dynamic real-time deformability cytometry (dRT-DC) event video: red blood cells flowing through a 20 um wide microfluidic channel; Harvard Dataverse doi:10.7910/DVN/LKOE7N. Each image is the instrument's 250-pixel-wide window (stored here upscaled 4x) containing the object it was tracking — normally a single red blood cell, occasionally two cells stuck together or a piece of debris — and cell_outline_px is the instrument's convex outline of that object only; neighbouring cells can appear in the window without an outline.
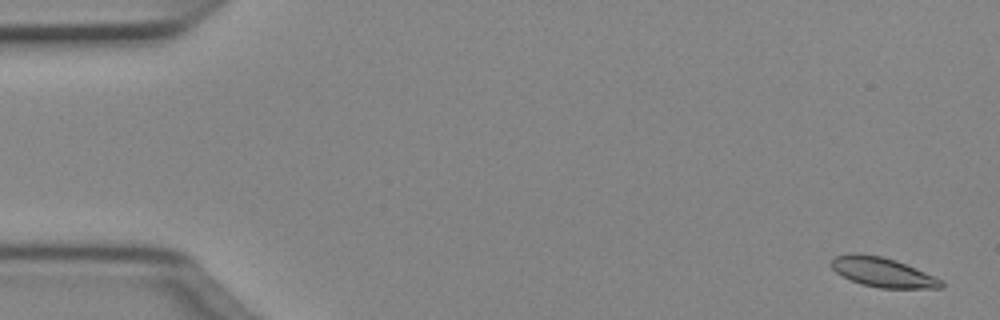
{"species": "Egyptian fruit bat (a non-hibernating species)", "species_latin": "Rousettus aegyptiacus", "temperature_condition": "cold", "stored_images_in_passage": 51, "camera_frame_rate_fps": 3000, "um_per_image_px": 0.085, "animal": {"sex": "female"}, "frame": {"image": 1, "passage_image": 2, "time_ms": 0.333, "image_size_px": [1000, 320], "cell_outline_px": [[944, 288], [880, 288], [860, 284], [836, 272], [832, 268], [832, 260], [836, 256], [848, 252], [856, 252], [880, 256], [896, 260], [944, 280]], "centroid_in_image_um": [75.04, 23.13], "position_along_channel_um": 10.0, "area_um2": 18.96}}
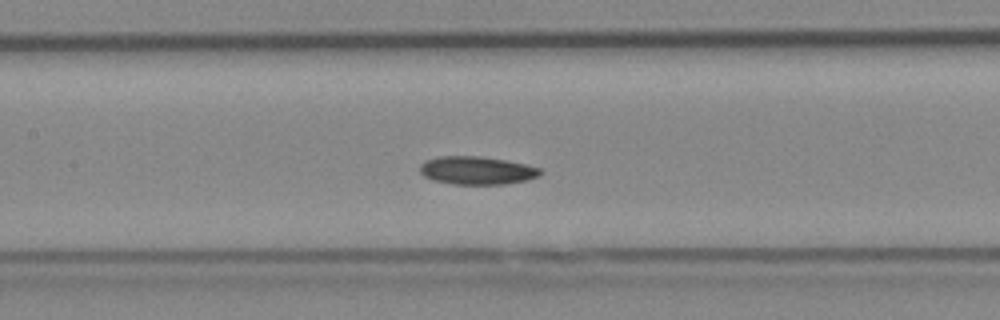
{"frame": {"image": 2, "passage_image": 24, "time_ms": 7.667, "image_size_px": [1000, 320], "cell_outline_px": [[544, 172], [540, 176], [528, 180], [504, 184], [452, 184], [432, 180], [424, 176], [420, 172], [420, 164], [424, 160], [436, 156], [480, 156], [504, 160], [524, 164], [540, 168]], "centroid_in_image_um": [40.52, 14.49], "position_along_channel_um": 166.9, "area_um2": 19.88}}
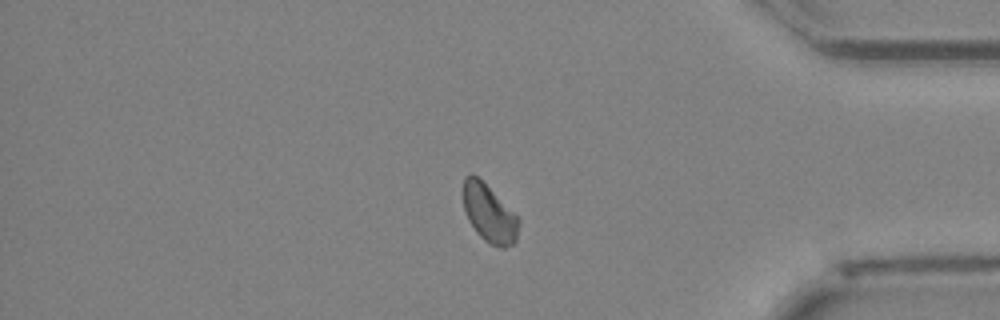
{"frame": {"image": 3, "passage_image": 43, "time_ms": 14.0, "image_size_px": [1000, 320], "cell_outline_px": [[520, 220], [516, 240], [512, 244], [504, 248], [500, 248], [488, 244], [476, 232], [468, 220], [464, 208], [464, 176], [472, 172]], "centroid_in_image_um": [41.56, 18.19], "position_along_channel_um": 393.6, "area_um2": 18.21}, "authors_computed_cell_mechanics": {"area_um2": 19.1318, "velocity_mm_per_s": 3.9812, "shape_relaxation_time_tau1_ms": 7.3734, "shape_relaxation_time_tau2_ms": null, "deformation_change_tau1": 0.0791, "deformation_change_tau2": null}}